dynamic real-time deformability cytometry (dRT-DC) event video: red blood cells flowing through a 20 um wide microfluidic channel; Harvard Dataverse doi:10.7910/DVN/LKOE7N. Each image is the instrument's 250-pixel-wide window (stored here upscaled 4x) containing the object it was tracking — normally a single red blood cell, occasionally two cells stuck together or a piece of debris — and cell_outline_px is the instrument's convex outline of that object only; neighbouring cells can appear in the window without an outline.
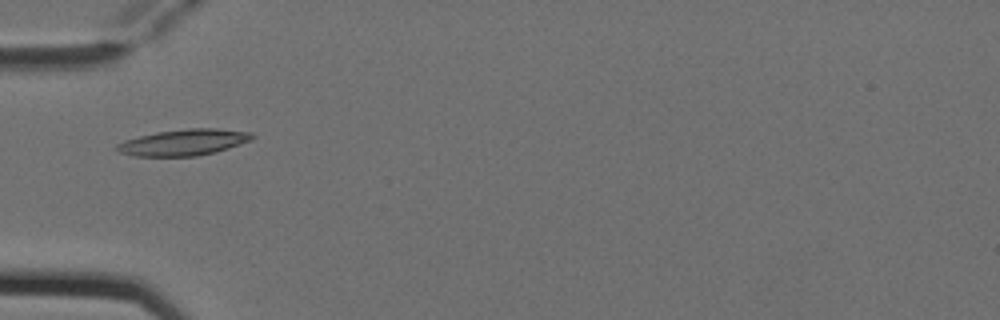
{"species": "Egyptian fruit bat (a non-hibernating species)", "species_latin": "Rousettus aegyptiacus", "temperature_condition": "cold", "stored_images_in_passage": 4, "camera_frame_rate_fps": 3000, "um_per_image_px": 0.085, "animal": {"sex": "female"}, "frame": {"image": 1, "passage_image": 4, "time_ms": 1.0, "image_size_px": [1000, 320], "cell_outline_px": [[256, 136], [252, 140], [228, 148], [196, 156], [132, 156], [120, 152], [116, 148], [116, 144], [124, 140], [156, 132], [188, 128], [216, 128], [252, 132]], "centroid_in_image_um": [15.63, 12.09], "position_along_channel_um": 69.4, "area_um2": 20.63}}